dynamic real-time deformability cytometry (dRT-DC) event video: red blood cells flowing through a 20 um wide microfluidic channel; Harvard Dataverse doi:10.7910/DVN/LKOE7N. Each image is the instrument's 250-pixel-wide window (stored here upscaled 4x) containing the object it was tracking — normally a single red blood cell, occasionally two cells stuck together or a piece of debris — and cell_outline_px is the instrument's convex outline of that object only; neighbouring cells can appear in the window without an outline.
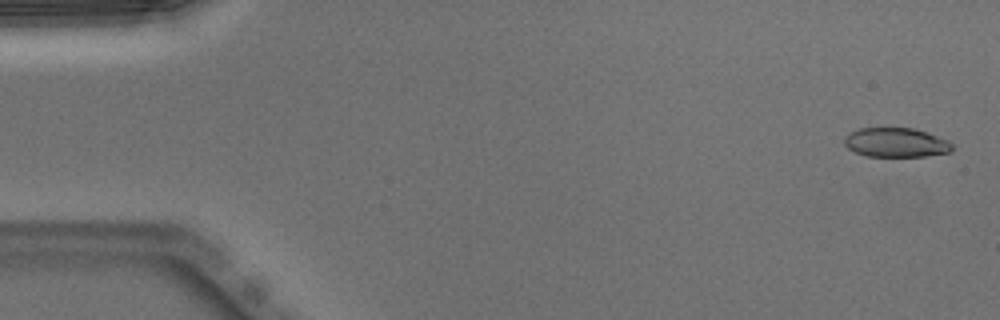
{"species": "Egyptian fruit bat (a non-hibernating species)", "species_latin": "Rousettus aegyptiacus", "temperature_condition": "warm", "stored_images_in_passage": 51, "camera_frame_rate_fps": 3000, "um_per_image_px": 0.085, "animal": {"sex": "male"}, "frame": {"image": 1, "passage_image": 2, "time_ms": 0.333, "image_size_px": [1000, 320], "cell_outline_px": [[952, 152], [924, 156], [868, 156], [856, 152], [848, 148], [844, 144], [844, 136], [848, 132], [860, 128], [912, 128], [928, 132], [948, 140], [952, 144]], "centroid_in_image_um": [76.15, 12.1], "position_along_channel_um": 8.8, "area_um2": 18.5}}
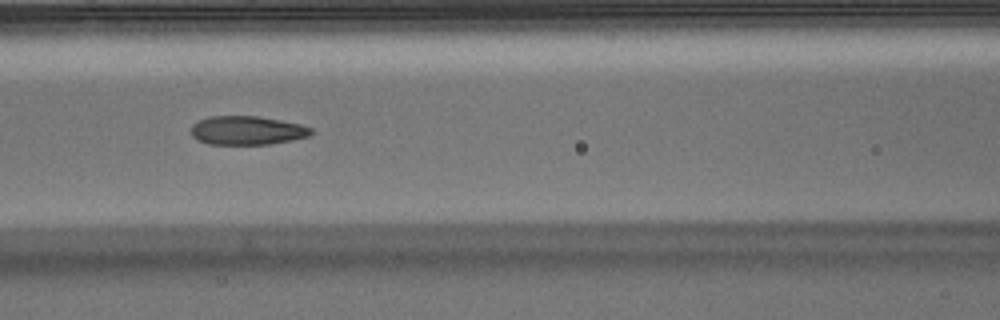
{"frame": {"image": 2, "passage_image": 22, "time_ms": 7.0, "image_size_px": [1000, 320], "cell_outline_px": [[312, 132], [308, 136], [292, 140], [268, 144], [208, 144], [196, 140], [192, 136], [192, 124], [200, 120], [212, 116], [260, 116], [300, 124], [312, 128]], "centroid_in_image_um": [20.99, 11.08], "position_along_channel_um": 145.6, "area_um2": 20.06}}
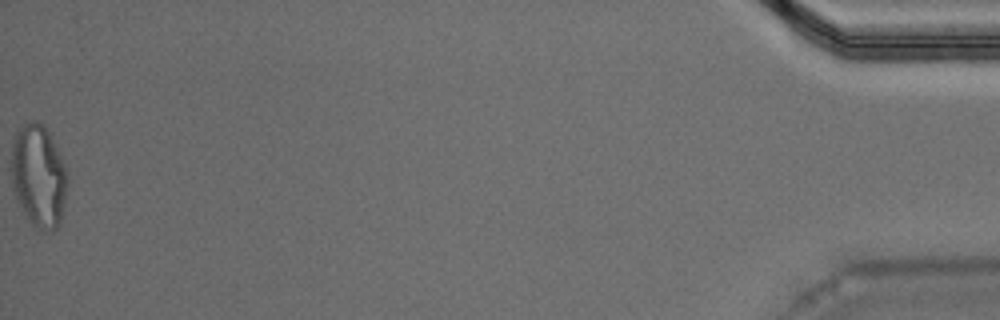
{"frame": {"image": 3, "passage_image": 51, "time_ms": 16.667, "image_size_px": [1000, 320], "cell_outline_px": [[68, 180], [60, 224], [52, 232], [44, 232], [32, 224], [16, 200], [12, 184], [12, 144], [16, 132], [24, 124], [32, 120], [36, 120], [44, 124], [68, 172]], "centroid_in_image_um": [3.29, 14.98], "position_along_channel_um": 431.9, "area_um2": 33.47}, "authors_computed_cell_mechanics": {"area_um2": 20.5768, "velocity_mm_per_s": 4.002, "shape_relaxation_time_tau1_ms": null, "shape_relaxation_time_tau2_ms": 1.7698, "deformation_change_tau1": null, "deformation_change_tau2": 0.0861}}